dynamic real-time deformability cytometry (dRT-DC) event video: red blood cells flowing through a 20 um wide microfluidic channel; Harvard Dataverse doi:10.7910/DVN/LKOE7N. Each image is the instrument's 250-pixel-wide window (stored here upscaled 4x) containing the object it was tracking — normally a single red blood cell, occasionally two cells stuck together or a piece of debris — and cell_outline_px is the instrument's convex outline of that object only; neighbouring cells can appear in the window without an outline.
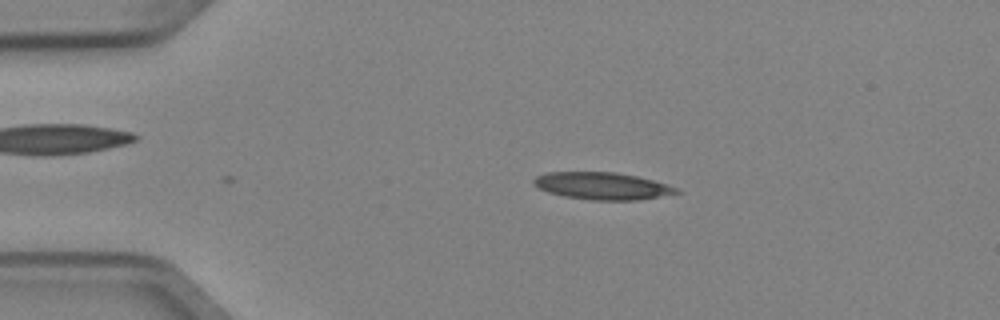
{"species": "Egyptian fruit bat (a non-hibernating species)", "species_latin": "Rousettus aegyptiacus", "temperature_condition": "cold", "stored_images_in_passage": 2, "camera_frame_rate_fps": 3000, "um_per_image_px": 0.085, "animal": {"sex": "female"}, "frame": {"image": 1, "passage_image": 2, "time_ms": 0.333, "image_size_px": [1000, 320], "cell_outline_px": [[680, 192], [636, 200], [592, 200], [564, 196], [548, 192], [532, 184], [532, 180], [536, 176], [544, 172], [616, 172], [636, 176], [652, 180], [676, 188]], "centroid_in_image_um": [51.1, 15.79], "position_along_channel_um": 33.9, "area_um2": 22.31}}